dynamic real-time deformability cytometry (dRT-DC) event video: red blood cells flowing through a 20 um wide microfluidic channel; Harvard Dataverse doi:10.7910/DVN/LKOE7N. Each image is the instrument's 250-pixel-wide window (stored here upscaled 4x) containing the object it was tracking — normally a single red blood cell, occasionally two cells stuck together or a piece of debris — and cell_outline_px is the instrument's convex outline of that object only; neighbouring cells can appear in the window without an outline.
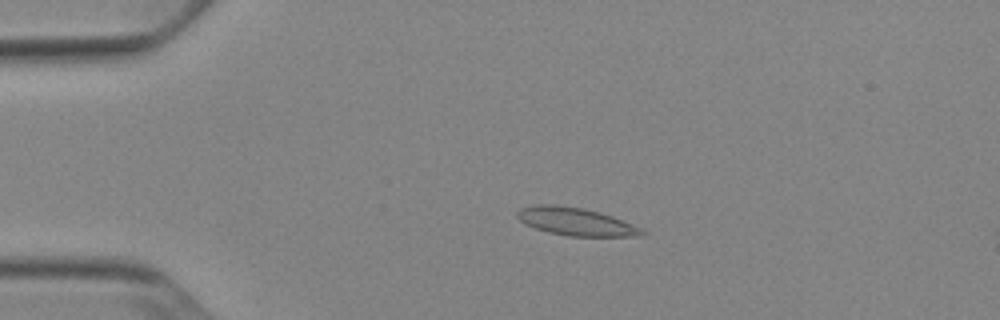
{"species": "Egyptian fruit bat (a non-hibernating species)", "species_latin": "Rousettus aegyptiacus", "temperature_condition": "cold", "stored_images_in_passage": 53, "camera_frame_rate_fps": 3000, "um_per_image_px": 0.085, "animal": {"sex": "female"}, "frame": {"image": 1, "passage_image": 12, "time_ms": 3.667, "image_size_px": [1000, 320], "cell_outline_px": [[648, 232], [644, 236], [568, 236], [548, 232], [524, 224], [516, 216], [516, 212], [520, 208], [536, 204], [556, 204], [584, 208], [600, 212], [612, 216], [632, 224]], "centroid_in_image_um": [48.93, 18.83], "position_along_channel_um": 36.1, "area_um2": 20.4}}
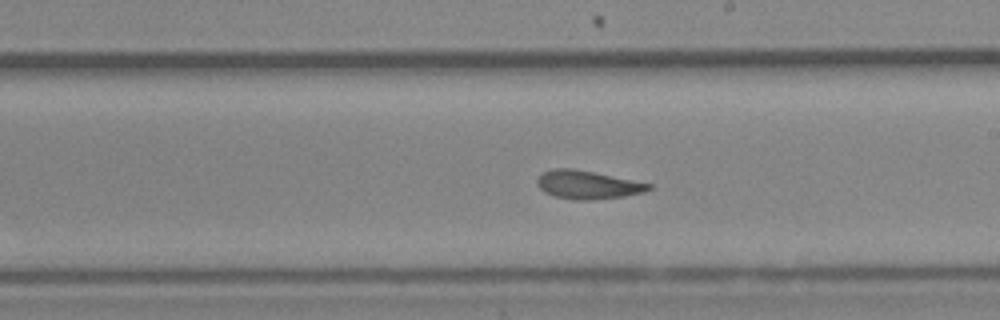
{"frame": {"image": 2, "passage_image": 31, "time_ms": 10.0, "image_size_px": [1000, 320], "cell_outline_px": [[652, 188], [644, 192], [624, 196], [592, 200], [572, 200], [552, 196], [544, 192], [536, 184], [536, 180], [544, 172], [556, 168], [572, 168], [652, 184]], "centroid_in_image_um": [49.92, 15.72], "position_along_channel_um": 239.1, "area_um2": 18.32}}
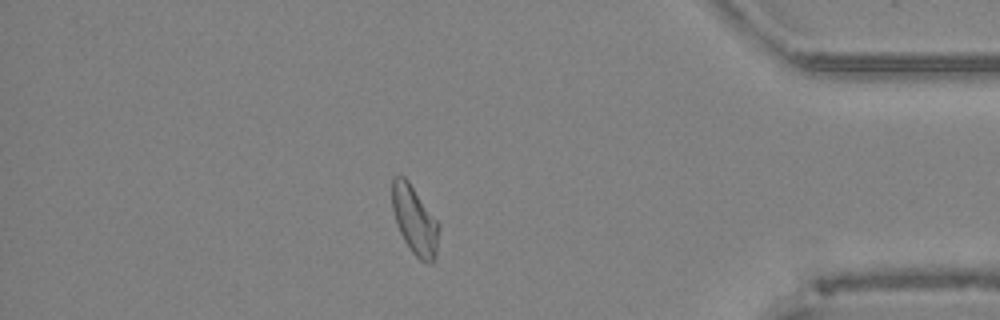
{"frame": {"image": 3, "passage_image": 46, "time_ms": 15.0, "image_size_px": [1000, 320], "cell_outline_px": [[440, 228], [436, 256], [432, 264], [428, 264], [420, 260], [412, 252], [404, 240], [396, 224], [392, 208], [392, 180], [396, 176], [404, 176], [408, 180], [440, 224]], "centroid_in_image_um": [35.27, 18.74], "position_along_channel_um": 399.9, "area_um2": 18.79}, "authors_computed_cell_mechanics": {"area_um2": 19.0162, "velocity_mm_per_s": 3.8738, "shape_relaxation_time_tau1_ms": 9.6742, "shape_relaxation_time_tau2_ms": 2.6371, "deformation_change_tau1": 0.1728, "deformation_change_tau2": 0.0663}}